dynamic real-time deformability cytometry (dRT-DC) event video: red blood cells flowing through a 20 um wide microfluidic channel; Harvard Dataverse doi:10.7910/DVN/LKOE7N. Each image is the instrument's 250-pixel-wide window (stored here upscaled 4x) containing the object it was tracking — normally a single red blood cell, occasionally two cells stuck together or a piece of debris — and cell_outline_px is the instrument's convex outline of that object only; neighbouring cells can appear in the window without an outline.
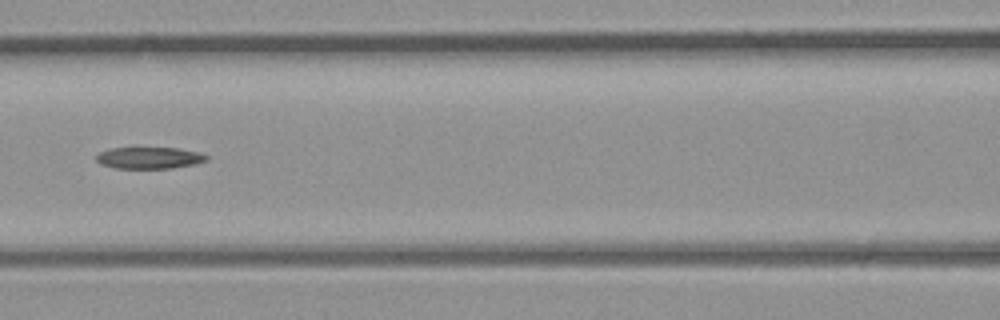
{"species": "common noctule bat (a hibernating species)", "species_latin": "Nyctalus noctula", "temperature_condition": "room temperature", "stored_images_in_passage": 31, "camera_frame_rate_fps": 3000, "um_per_image_px": 0.085, "animal": {"sex": "male", "body_mass_g": 23.1, "forearm_length_mm": 52.7}, "frame": {"image": 1, "passage_image": 14, "time_ms": 4.333, "image_size_px": [1000, 320], "cell_outline_px": [[208, 160], [192, 164], [172, 168], [116, 168], [100, 164], [96, 160], [96, 156], [100, 152], [112, 148], [176, 148], [196, 152], [208, 156]], "centroid_in_image_um": [12.65, 13.42], "position_along_channel_um": 153.9, "area_um2": 13.64}}
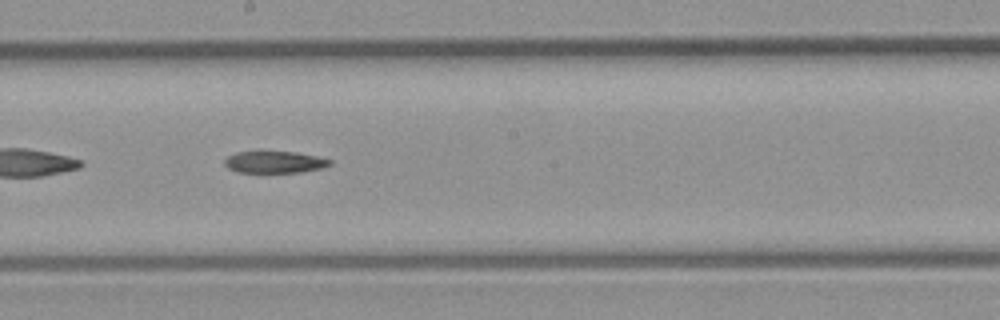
{"frame": {"image": 2, "passage_image": 18, "time_ms": 5.667, "image_size_px": [1000, 320], "cell_outline_px": [[332, 164], [324, 168], [300, 172], [236, 172], [228, 168], [224, 164], [224, 160], [228, 156], [236, 152], [296, 152], [316, 156], [332, 160]], "centroid_in_image_um": [23.36, 13.78], "position_along_channel_um": 224.8, "area_um2": 13.35}}